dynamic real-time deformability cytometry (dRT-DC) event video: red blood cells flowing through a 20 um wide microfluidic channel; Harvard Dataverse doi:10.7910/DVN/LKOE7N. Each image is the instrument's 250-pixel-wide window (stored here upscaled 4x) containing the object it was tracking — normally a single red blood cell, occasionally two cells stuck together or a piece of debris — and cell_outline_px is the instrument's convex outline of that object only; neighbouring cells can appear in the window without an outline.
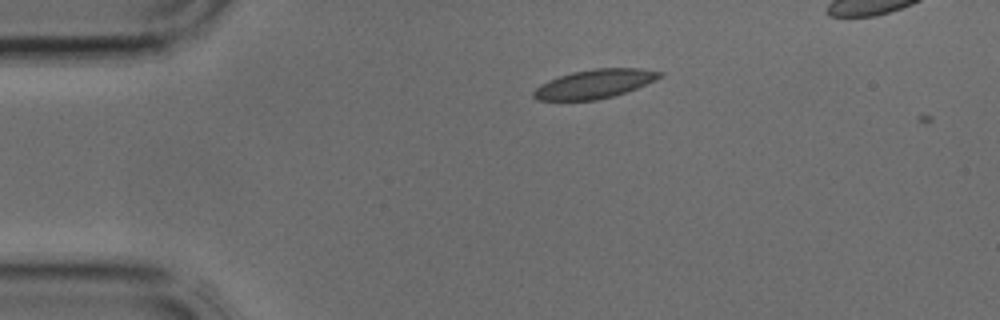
{"species": "common noctule bat (a hibernating species)", "species_latin": "Nyctalus noctula", "temperature_condition": "cold", "stored_images_in_passage": 2, "camera_frame_rate_fps": 3000, "um_per_image_px": 0.085, "animal": {"sex": "male", "body_mass_g": 17.9, "forearm_length_mm": 54.2}, "frame": {"image": 1, "passage_image": 1, "time_ms": 0.0, "image_size_px": [1000, 320], "cell_outline_px": [[664, 76], [656, 80], [628, 92], [596, 100], [536, 100], [532, 96], [532, 92], [540, 84], [548, 80], [572, 72], [596, 68], [640, 68], [664, 72]], "centroid_in_image_um": [50.57, 7.13], "position_along_channel_um": 34.4, "area_um2": 21.39}}